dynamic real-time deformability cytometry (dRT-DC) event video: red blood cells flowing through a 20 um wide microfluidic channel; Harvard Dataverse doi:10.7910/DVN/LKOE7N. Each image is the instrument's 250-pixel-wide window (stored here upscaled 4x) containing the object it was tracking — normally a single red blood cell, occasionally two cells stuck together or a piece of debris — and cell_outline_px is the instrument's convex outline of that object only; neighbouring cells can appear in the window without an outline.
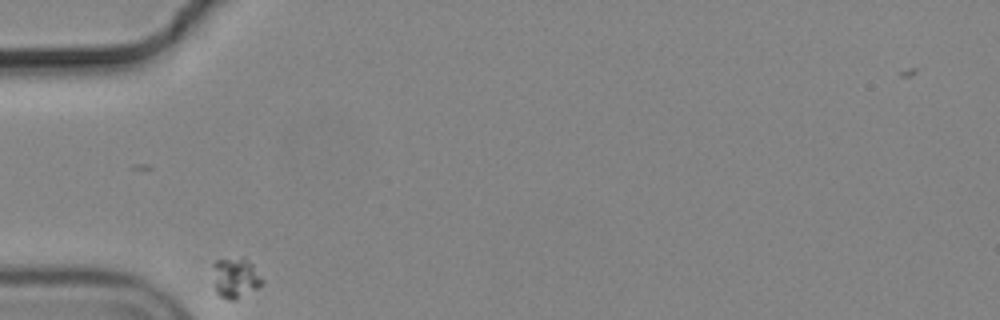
{"species": "common noctule bat (a hibernating species)", "species_latin": "Nyctalus noctula", "temperature_condition": "cold", "stored_images_in_passage": 33, "camera_frame_rate_fps": 3000, "um_per_image_px": 0.085, "animal": {"sex": "male", "body_mass_g": 19.2, "forearm_length_mm": 51.8}, "frame": {"image": 1, "passage_image": 1, "time_ms": 0.0, "image_size_px": [1000, 320], "cell_outline_px": [[264, 280], [256, 288], [236, 300], [228, 300], [220, 296], [216, 292], [212, 264], [216, 260], [240, 256], [244, 256], [252, 264]], "centroid_in_image_um": [19.99, 23.58], "position_along_channel_um": 65.0, "area_um2": 11.68}}
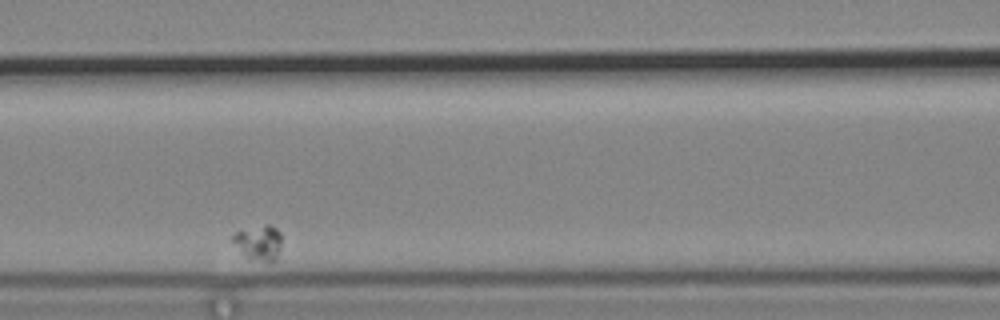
{"frame": {"image": 2, "passage_image": 10, "time_ms": 3.0, "image_size_px": [1000, 320], "cell_outline_px": [[280, 248], [276, 260], [268, 264], [248, 260], [232, 240], [232, 236], [236, 232], [264, 224], [268, 224], [276, 228], [280, 232]], "centroid_in_image_um": [22.01, 20.68], "position_along_channel_um": 144.6, "area_um2": 10.17}}
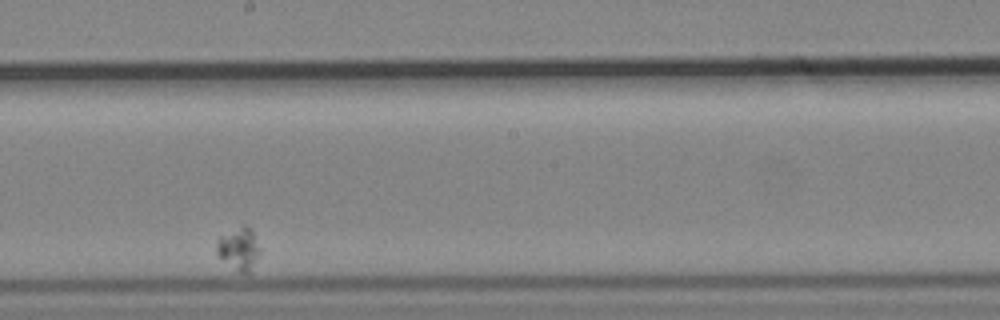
{"frame": {"image": 3, "passage_image": 19, "time_ms": 6.0, "image_size_px": [1000, 320], "cell_outline_px": [[260, 252], [256, 260], [248, 272], [240, 272], [220, 256], [216, 252], [216, 244], [220, 236], [244, 224], [252, 232]], "centroid_in_image_um": [20.29, 21.11], "position_along_channel_um": 227.9, "area_um2": 10.0}}